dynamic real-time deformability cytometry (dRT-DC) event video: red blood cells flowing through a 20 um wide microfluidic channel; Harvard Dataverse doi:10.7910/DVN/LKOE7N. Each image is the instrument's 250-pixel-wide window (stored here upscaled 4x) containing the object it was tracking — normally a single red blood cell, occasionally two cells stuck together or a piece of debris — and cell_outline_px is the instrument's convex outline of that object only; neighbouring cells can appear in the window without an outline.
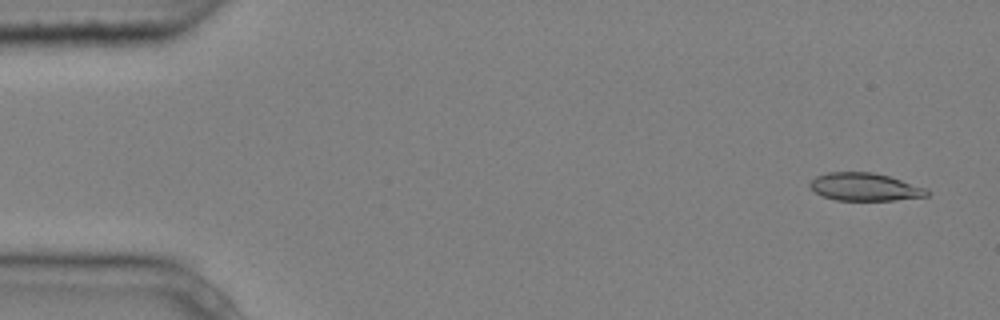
{"species": "common noctule bat (a hibernating species)", "species_latin": "Nyctalus noctula", "temperature_condition": "cold", "stored_images_in_passage": 4, "camera_frame_rate_fps": 3000, "um_per_image_px": 0.085, "animal": {"sex": "male", "body_mass_g": 20.4}, "frame": {"image": 1, "passage_image": 1, "time_ms": 0.0, "image_size_px": [1000, 320], "cell_outline_px": [[928, 196], [896, 200], [836, 200], [824, 196], [816, 192], [808, 184], [816, 176], [828, 172], [872, 172], [888, 176], [928, 188]], "centroid_in_image_um": [73.53, 15.89], "position_along_channel_um": 11.5, "area_um2": 18.84}}
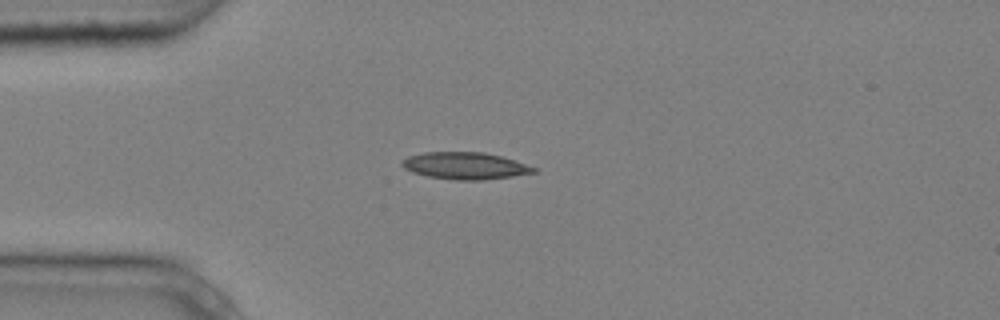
{"frame": {"image": 2, "passage_image": 4, "time_ms": 1.0, "image_size_px": [1000, 320], "cell_outline_px": [[536, 172], [512, 176], [484, 180], [456, 180], [428, 176], [412, 172], [404, 168], [400, 164], [400, 160], [408, 156], [424, 152], [484, 152], [500, 156], [536, 168]], "centroid_in_image_um": [39.46, 14.09], "position_along_channel_um": 45.5, "area_um2": 20.58}}